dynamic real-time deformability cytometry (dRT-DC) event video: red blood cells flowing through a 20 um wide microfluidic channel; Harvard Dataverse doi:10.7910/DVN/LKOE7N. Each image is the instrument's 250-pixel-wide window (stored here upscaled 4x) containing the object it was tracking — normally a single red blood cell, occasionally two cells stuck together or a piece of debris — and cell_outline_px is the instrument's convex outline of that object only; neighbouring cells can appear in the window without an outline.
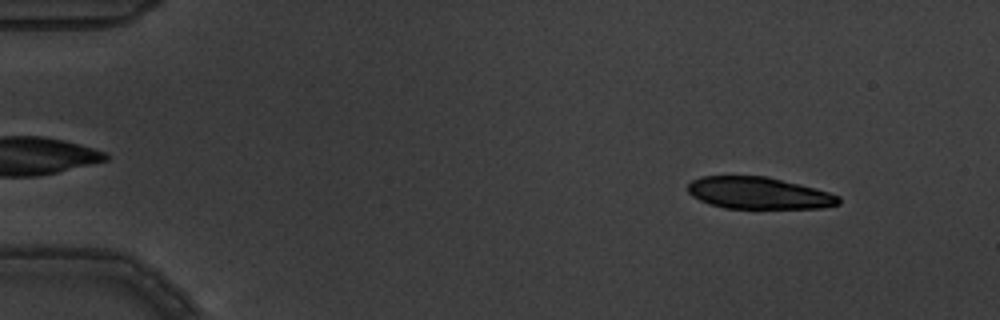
{"species": "common noctule bat (a hibernating species)", "species_latin": "Nyctalus noctula", "temperature_condition": "warm", "stored_images_in_passage": 5, "camera_frame_rate_fps": 3000, "um_per_image_px": 0.085, "animal": {"sex": "male", "body_mass_g": 19.5, "forearm_length_mm": 54.6}, "frame": {"image": 1, "passage_image": 1, "time_ms": 0.0, "image_size_px": [1000, 320], "cell_outline_px": [[840, 204], [824, 208], [724, 208], [708, 204], [692, 196], [688, 192], [688, 184], [692, 180], [700, 176], [768, 176], [828, 192], [840, 196]], "centroid_in_image_um": [64.47, 16.41], "position_along_channel_um": 20.5, "area_um2": 28.03}}